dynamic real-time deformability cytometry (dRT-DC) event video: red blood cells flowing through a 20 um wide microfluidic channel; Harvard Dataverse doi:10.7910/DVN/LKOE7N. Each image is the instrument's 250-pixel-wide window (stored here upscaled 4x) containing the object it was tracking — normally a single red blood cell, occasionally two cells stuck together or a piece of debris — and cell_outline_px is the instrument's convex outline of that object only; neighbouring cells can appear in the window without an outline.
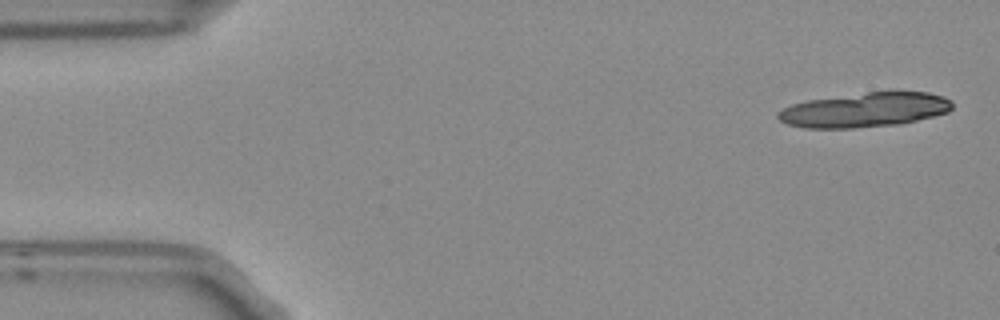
{"species": "Egyptian fruit bat (a non-hibernating species)", "species_latin": "Rousettus aegyptiacus", "temperature_condition": "room temperature", "stored_images_in_passage": 5, "camera_frame_rate_fps": 3000, "um_per_image_px": 0.085, "frame": {"image": 1, "passage_image": 1, "time_ms": 0.0, "image_size_px": [1000, 320], "cell_outline_px": [[952, 108], [948, 112], [900, 124], [852, 128], [804, 128], [788, 124], [780, 120], [776, 116], [776, 112], [792, 104], [808, 100], [892, 88], [928, 92], [944, 96], [952, 100]], "centroid_in_image_um": [73.56, 9.3], "position_along_channel_um": 11.4, "area_um2": 35.95}}